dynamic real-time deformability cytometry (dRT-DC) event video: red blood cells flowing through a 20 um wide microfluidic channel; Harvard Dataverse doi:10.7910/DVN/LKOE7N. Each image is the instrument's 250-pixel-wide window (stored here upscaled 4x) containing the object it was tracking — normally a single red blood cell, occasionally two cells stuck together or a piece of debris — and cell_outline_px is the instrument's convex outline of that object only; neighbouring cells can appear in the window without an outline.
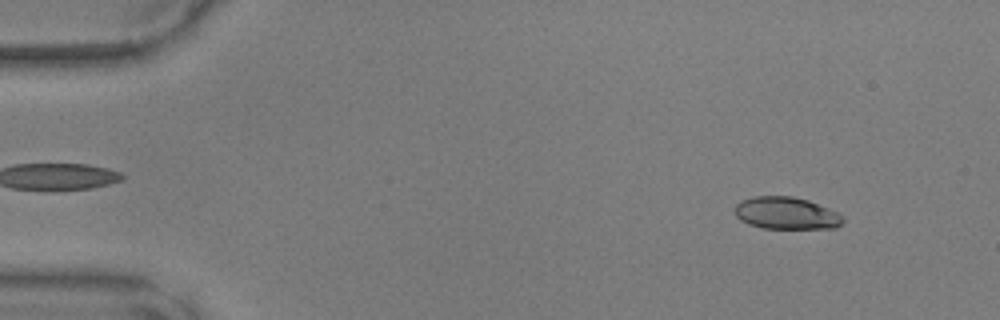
{"species": "common noctule bat (a hibernating species)", "species_latin": "Nyctalus noctula", "temperature_condition": "warm", "stored_images_in_passage": 48, "camera_frame_rate_fps": 3000, "um_per_image_px": 0.085, "animal": {"sex": "male", "body_mass_g": 17.9, "forearm_length_mm": 54.2}, "frame": {"image": 1, "passage_image": 5, "time_ms": 1.333, "image_size_px": [1000, 320], "cell_outline_px": [[844, 220], [836, 228], [760, 228], [748, 224], [740, 220], [736, 216], [736, 204], [740, 200], [752, 196], [792, 196], [808, 200], [828, 208], [844, 216]], "centroid_in_image_um": [66.81, 18.12], "position_along_channel_um": 18.2, "area_um2": 20.35}}
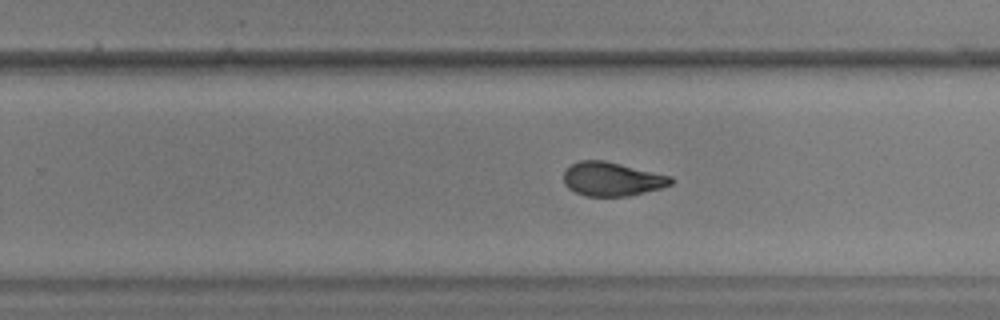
{"frame": {"image": 2, "passage_image": 31, "time_ms": 10.0, "image_size_px": [1000, 320], "cell_outline_px": [[672, 184], [660, 188], [628, 196], [584, 196], [568, 188], [564, 184], [564, 172], [572, 164], [580, 160], [604, 160], [672, 176]], "centroid_in_image_um": [52.01, 15.22], "position_along_channel_um": 277.8, "area_um2": 21.04}}
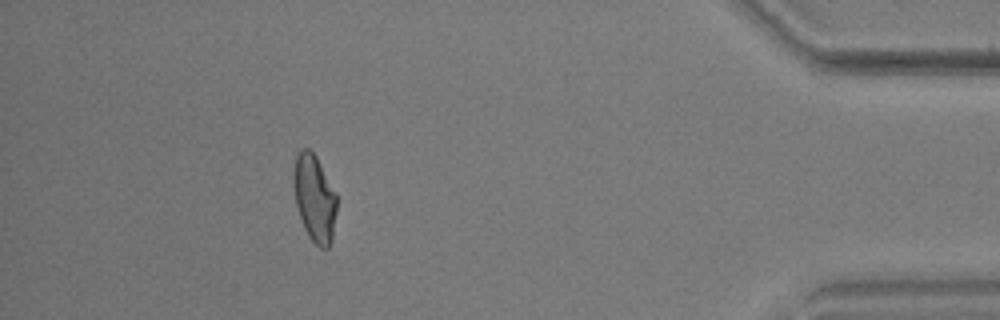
{"frame": {"image": 3, "passage_image": 44, "time_ms": 14.333, "image_size_px": [1000, 320], "cell_outline_px": [[336, 212], [332, 240], [328, 248], [320, 248], [308, 236], [304, 228], [296, 204], [292, 180], [292, 172], [296, 152], [300, 148], [308, 148], [316, 156], [336, 192]], "centroid_in_image_um": [26.71, 16.8], "position_along_channel_um": 408.5, "area_um2": 22.14}}